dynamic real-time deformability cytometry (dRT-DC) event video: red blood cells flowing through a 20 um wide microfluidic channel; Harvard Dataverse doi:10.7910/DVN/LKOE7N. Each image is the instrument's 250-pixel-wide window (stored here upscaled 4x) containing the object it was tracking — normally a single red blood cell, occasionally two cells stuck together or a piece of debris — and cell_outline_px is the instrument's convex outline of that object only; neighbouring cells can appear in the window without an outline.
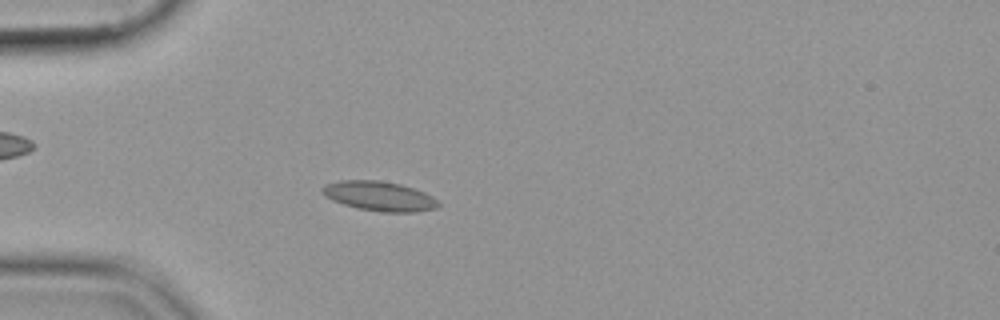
{"species": "common noctule bat (a hibernating species)", "species_latin": "Nyctalus noctula", "temperature_condition": "cold", "stored_images_in_passage": 55, "camera_frame_rate_fps": 3000, "um_per_image_px": 0.085, "animal": {"sex": "female", "body_mass_g": 19.9}, "frame": {"image": 1, "passage_image": 16, "time_ms": 5.0, "image_size_px": [1000, 320], "cell_outline_px": [[440, 204], [436, 208], [416, 212], [380, 212], [356, 208], [332, 200], [324, 196], [320, 192], [320, 188], [324, 184], [340, 180], [380, 180], [400, 184], [424, 192], [432, 196]], "centroid_in_image_um": [32.19, 16.67], "position_along_channel_um": 52.8, "area_um2": 20.17}}
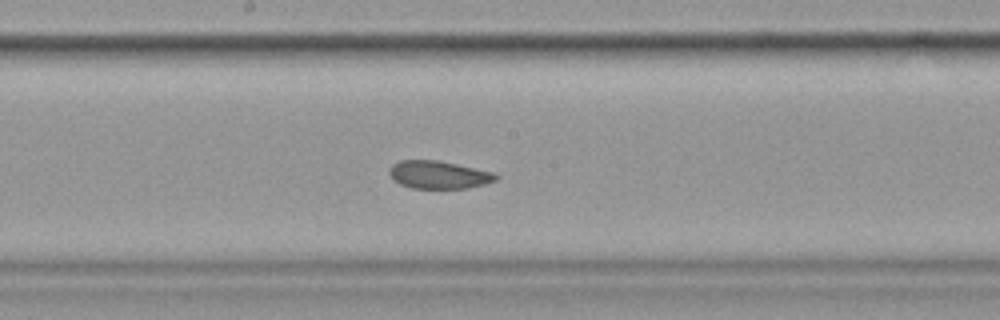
{"frame": {"image": 2, "passage_image": 30, "time_ms": 9.667, "image_size_px": [1000, 320], "cell_outline_px": [[500, 176], [496, 180], [484, 184], [468, 188], [412, 188], [400, 184], [388, 172], [388, 168], [392, 164], [400, 160], [436, 160], [496, 172]], "centroid_in_image_um": [37.31, 14.85], "position_along_channel_um": 210.9, "area_um2": 17.28}}
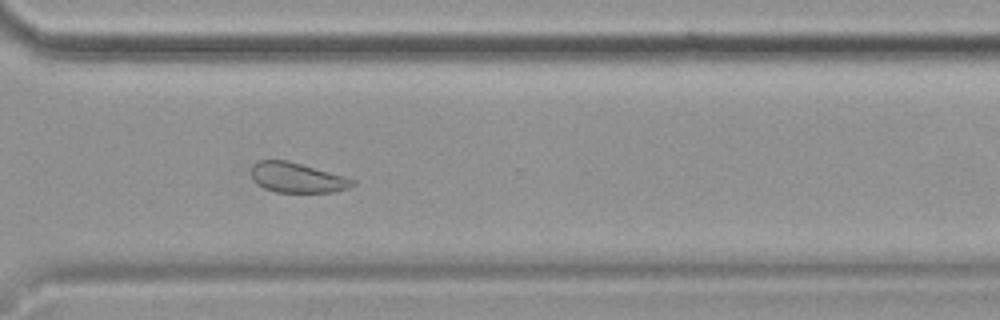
{"frame": {"image": 3, "passage_image": 41, "time_ms": 13.333, "image_size_px": [1000, 320], "cell_outline_px": [[356, 184], [348, 188], [332, 192], [276, 192], [264, 188], [256, 184], [252, 180], [252, 164], [260, 160], [288, 160], [344, 176], [356, 180]], "centroid_in_image_um": [25.24, 15.1], "position_along_channel_um": 345.4, "area_um2": 17.74}}